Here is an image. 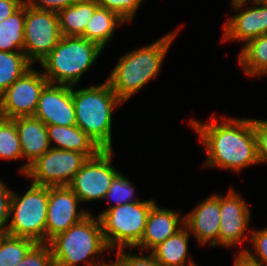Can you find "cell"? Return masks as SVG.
<instances>
[{"instance_id":"cell-28","label":"cell","mask_w":267,"mask_h":266,"mask_svg":"<svg viewBox=\"0 0 267 266\" xmlns=\"http://www.w3.org/2000/svg\"><path fill=\"white\" fill-rule=\"evenodd\" d=\"M133 183L125 177L121 172L113 179L108 192L105 195V199L109 198L115 201L116 204L107 206L109 208L113 206H121L126 203L141 201L137 196L134 198L135 187ZM134 199V200H133Z\"/></svg>"},{"instance_id":"cell-2","label":"cell","mask_w":267,"mask_h":266,"mask_svg":"<svg viewBox=\"0 0 267 266\" xmlns=\"http://www.w3.org/2000/svg\"><path fill=\"white\" fill-rule=\"evenodd\" d=\"M178 32L179 30L175 29L147 46L125 53L120 58L107 81L123 103L157 77Z\"/></svg>"},{"instance_id":"cell-9","label":"cell","mask_w":267,"mask_h":266,"mask_svg":"<svg viewBox=\"0 0 267 266\" xmlns=\"http://www.w3.org/2000/svg\"><path fill=\"white\" fill-rule=\"evenodd\" d=\"M61 37L57 12L26 5L23 52L32 64L40 63Z\"/></svg>"},{"instance_id":"cell-36","label":"cell","mask_w":267,"mask_h":266,"mask_svg":"<svg viewBox=\"0 0 267 266\" xmlns=\"http://www.w3.org/2000/svg\"><path fill=\"white\" fill-rule=\"evenodd\" d=\"M23 3L24 0H0V22L8 18Z\"/></svg>"},{"instance_id":"cell-20","label":"cell","mask_w":267,"mask_h":266,"mask_svg":"<svg viewBox=\"0 0 267 266\" xmlns=\"http://www.w3.org/2000/svg\"><path fill=\"white\" fill-rule=\"evenodd\" d=\"M192 236L186 226L167 238L151 252L161 266H198L188 257V241Z\"/></svg>"},{"instance_id":"cell-17","label":"cell","mask_w":267,"mask_h":266,"mask_svg":"<svg viewBox=\"0 0 267 266\" xmlns=\"http://www.w3.org/2000/svg\"><path fill=\"white\" fill-rule=\"evenodd\" d=\"M179 217L178 211L160 208L155 204L148 214L142 238L135 247H140L142 251H152L185 226V216L182 219Z\"/></svg>"},{"instance_id":"cell-18","label":"cell","mask_w":267,"mask_h":266,"mask_svg":"<svg viewBox=\"0 0 267 266\" xmlns=\"http://www.w3.org/2000/svg\"><path fill=\"white\" fill-rule=\"evenodd\" d=\"M13 120L18 130L23 158L28 160L18 169L25 175L29 165L51 148L47 125L34 116L15 117Z\"/></svg>"},{"instance_id":"cell-34","label":"cell","mask_w":267,"mask_h":266,"mask_svg":"<svg viewBox=\"0 0 267 266\" xmlns=\"http://www.w3.org/2000/svg\"><path fill=\"white\" fill-rule=\"evenodd\" d=\"M12 190L0 180V236L7 234Z\"/></svg>"},{"instance_id":"cell-25","label":"cell","mask_w":267,"mask_h":266,"mask_svg":"<svg viewBox=\"0 0 267 266\" xmlns=\"http://www.w3.org/2000/svg\"><path fill=\"white\" fill-rule=\"evenodd\" d=\"M32 65L23 51H0V95Z\"/></svg>"},{"instance_id":"cell-16","label":"cell","mask_w":267,"mask_h":266,"mask_svg":"<svg viewBox=\"0 0 267 266\" xmlns=\"http://www.w3.org/2000/svg\"><path fill=\"white\" fill-rule=\"evenodd\" d=\"M185 226L190 234L201 245L209 243L211 247L218 246L220 224V195L214 194L207 197L190 211L185 213Z\"/></svg>"},{"instance_id":"cell-7","label":"cell","mask_w":267,"mask_h":266,"mask_svg":"<svg viewBox=\"0 0 267 266\" xmlns=\"http://www.w3.org/2000/svg\"><path fill=\"white\" fill-rule=\"evenodd\" d=\"M10 202V223L7 234L46 243L48 186L32 184L22 196L14 193Z\"/></svg>"},{"instance_id":"cell-27","label":"cell","mask_w":267,"mask_h":266,"mask_svg":"<svg viewBox=\"0 0 267 266\" xmlns=\"http://www.w3.org/2000/svg\"><path fill=\"white\" fill-rule=\"evenodd\" d=\"M23 158L18 130L13 119L0 117V159Z\"/></svg>"},{"instance_id":"cell-3","label":"cell","mask_w":267,"mask_h":266,"mask_svg":"<svg viewBox=\"0 0 267 266\" xmlns=\"http://www.w3.org/2000/svg\"><path fill=\"white\" fill-rule=\"evenodd\" d=\"M72 100L75 107L76 125L83 130L101 149L112 147L113 109L123 102L106 80L103 84L74 90Z\"/></svg>"},{"instance_id":"cell-13","label":"cell","mask_w":267,"mask_h":266,"mask_svg":"<svg viewBox=\"0 0 267 266\" xmlns=\"http://www.w3.org/2000/svg\"><path fill=\"white\" fill-rule=\"evenodd\" d=\"M249 205L242 196L230 188L226 196L220 195V224L218 246L232 247L242 245L243 241L251 238L245 236L250 221Z\"/></svg>"},{"instance_id":"cell-21","label":"cell","mask_w":267,"mask_h":266,"mask_svg":"<svg viewBox=\"0 0 267 266\" xmlns=\"http://www.w3.org/2000/svg\"><path fill=\"white\" fill-rule=\"evenodd\" d=\"M96 0H78L75 4L57 12L62 36H81L95 9Z\"/></svg>"},{"instance_id":"cell-15","label":"cell","mask_w":267,"mask_h":266,"mask_svg":"<svg viewBox=\"0 0 267 266\" xmlns=\"http://www.w3.org/2000/svg\"><path fill=\"white\" fill-rule=\"evenodd\" d=\"M34 117L47 126H75L72 86L48 83L41 91Z\"/></svg>"},{"instance_id":"cell-24","label":"cell","mask_w":267,"mask_h":266,"mask_svg":"<svg viewBox=\"0 0 267 266\" xmlns=\"http://www.w3.org/2000/svg\"><path fill=\"white\" fill-rule=\"evenodd\" d=\"M26 4L0 22V51H23Z\"/></svg>"},{"instance_id":"cell-29","label":"cell","mask_w":267,"mask_h":266,"mask_svg":"<svg viewBox=\"0 0 267 266\" xmlns=\"http://www.w3.org/2000/svg\"><path fill=\"white\" fill-rule=\"evenodd\" d=\"M250 242L256 253H252L250 249L243 248L239 253L245 254L251 261L262 266H267V227L260 230H251ZM257 254V255H255Z\"/></svg>"},{"instance_id":"cell-6","label":"cell","mask_w":267,"mask_h":266,"mask_svg":"<svg viewBox=\"0 0 267 266\" xmlns=\"http://www.w3.org/2000/svg\"><path fill=\"white\" fill-rule=\"evenodd\" d=\"M155 204V200L151 198L113 206L98 214L110 250L135 248L142 238L148 214Z\"/></svg>"},{"instance_id":"cell-5","label":"cell","mask_w":267,"mask_h":266,"mask_svg":"<svg viewBox=\"0 0 267 266\" xmlns=\"http://www.w3.org/2000/svg\"><path fill=\"white\" fill-rule=\"evenodd\" d=\"M103 49L80 36H62L53 50L39 63L49 83L75 86Z\"/></svg>"},{"instance_id":"cell-30","label":"cell","mask_w":267,"mask_h":266,"mask_svg":"<svg viewBox=\"0 0 267 266\" xmlns=\"http://www.w3.org/2000/svg\"><path fill=\"white\" fill-rule=\"evenodd\" d=\"M129 248L128 251H126V248L118 249L117 252V258L116 260H110L114 266H161L157 260L155 259L152 252H149L146 255L142 254V250L140 251L141 254H132V252ZM130 250V251H129Z\"/></svg>"},{"instance_id":"cell-35","label":"cell","mask_w":267,"mask_h":266,"mask_svg":"<svg viewBox=\"0 0 267 266\" xmlns=\"http://www.w3.org/2000/svg\"><path fill=\"white\" fill-rule=\"evenodd\" d=\"M78 0H24L29 7L58 12L75 4Z\"/></svg>"},{"instance_id":"cell-22","label":"cell","mask_w":267,"mask_h":266,"mask_svg":"<svg viewBox=\"0 0 267 266\" xmlns=\"http://www.w3.org/2000/svg\"><path fill=\"white\" fill-rule=\"evenodd\" d=\"M125 22L117 13L99 5L80 37L94 42L104 49L114 35L117 25H122Z\"/></svg>"},{"instance_id":"cell-4","label":"cell","mask_w":267,"mask_h":266,"mask_svg":"<svg viewBox=\"0 0 267 266\" xmlns=\"http://www.w3.org/2000/svg\"><path fill=\"white\" fill-rule=\"evenodd\" d=\"M48 244L54 266H77L79 263L87 266L110 264L105 262L104 258L100 261L97 257L110 248L104 239L100 218L92 216L91 211L83 220L53 237Z\"/></svg>"},{"instance_id":"cell-19","label":"cell","mask_w":267,"mask_h":266,"mask_svg":"<svg viewBox=\"0 0 267 266\" xmlns=\"http://www.w3.org/2000/svg\"><path fill=\"white\" fill-rule=\"evenodd\" d=\"M50 146L56 149L72 150L85 154L88 158L95 157L102 149L77 125L47 126ZM52 143L54 145H52Z\"/></svg>"},{"instance_id":"cell-14","label":"cell","mask_w":267,"mask_h":266,"mask_svg":"<svg viewBox=\"0 0 267 266\" xmlns=\"http://www.w3.org/2000/svg\"><path fill=\"white\" fill-rule=\"evenodd\" d=\"M80 202L68 186L48 187L46 243L90 214L88 210H77Z\"/></svg>"},{"instance_id":"cell-37","label":"cell","mask_w":267,"mask_h":266,"mask_svg":"<svg viewBox=\"0 0 267 266\" xmlns=\"http://www.w3.org/2000/svg\"><path fill=\"white\" fill-rule=\"evenodd\" d=\"M233 266H262L258 263L251 261L245 254L237 253L235 256Z\"/></svg>"},{"instance_id":"cell-23","label":"cell","mask_w":267,"mask_h":266,"mask_svg":"<svg viewBox=\"0 0 267 266\" xmlns=\"http://www.w3.org/2000/svg\"><path fill=\"white\" fill-rule=\"evenodd\" d=\"M238 62L247 76L267 75V34L241 46Z\"/></svg>"},{"instance_id":"cell-12","label":"cell","mask_w":267,"mask_h":266,"mask_svg":"<svg viewBox=\"0 0 267 266\" xmlns=\"http://www.w3.org/2000/svg\"><path fill=\"white\" fill-rule=\"evenodd\" d=\"M234 12L224 26L222 41H243L244 45L257 37L267 34V0H231ZM251 1L254 6L242 7Z\"/></svg>"},{"instance_id":"cell-31","label":"cell","mask_w":267,"mask_h":266,"mask_svg":"<svg viewBox=\"0 0 267 266\" xmlns=\"http://www.w3.org/2000/svg\"><path fill=\"white\" fill-rule=\"evenodd\" d=\"M144 0H96L104 8L117 13L126 24L132 22L138 7Z\"/></svg>"},{"instance_id":"cell-10","label":"cell","mask_w":267,"mask_h":266,"mask_svg":"<svg viewBox=\"0 0 267 266\" xmlns=\"http://www.w3.org/2000/svg\"><path fill=\"white\" fill-rule=\"evenodd\" d=\"M113 150L102 149L95 157L88 158L68 187L81 202L105 199L113 179L119 171L112 166Z\"/></svg>"},{"instance_id":"cell-33","label":"cell","mask_w":267,"mask_h":266,"mask_svg":"<svg viewBox=\"0 0 267 266\" xmlns=\"http://www.w3.org/2000/svg\"><path fill=\"white\" fill-rule=\"evenodd\" d=\"M257 139V156L259 164L267 163V120L252 119Z\"/></svg>"},{"instance_id":"cell-8","label":"cell","mask_w":267,"mask_h":266,"mask_svg":"<svg viewBox=\"0 0 267 266\" xmlns=\"http://www.w3.org/2000/svg\"><path fill=\"white\" fill-rule=\"evenodd\" d=\"M87 159L80 152L51 147L29 165L25 176L39 186H68Z\"/></svg>"},{"instance_id":"cell-32","label":"cell","mask_w":267,"mask_h":266,"mask_svg":"<svg viewBox=\"0 0 267 266\" xmlns=\"http://www.w3.org/2000/svg\"><path fill=\"white\" fill-rule=\"evenodd\" d=\"M15 266H54L48 243H37Z\"/></svg>"},{"instance_id":"cell-1","label":"cell","mask_w":267,"mask_h":266,"mask_svg":"<svg viewBox=\"0 0 267 266\" xmlns=\"http://www.w3.org/2000/svg\"><path fill=\"white\" fill-rule=\"evenodd\" d=\"M222 120L219 123L213 116L209 122L190 120L208 154L204 166L239 172L259 164L252 119L224 116Z\"/></svg>"},{"instance_id":"cell-11","label":"cell","mask_w":267,"mask_h":266,"mask_svg":"<svg viewBox=\"0 0 267 266\" xmlns=\"http://www.w3.org/2000/svg\"><path fill=\"white\" fill-rule=\"evenodd\" d=\"M48 83L43 72L31 67L0 95V117L33 116L41 91Z\"/></svg>"},{"instance_id":"cell-26","label":"cell","mask_w":267,"mask_h":266,"mask_svg":"<svg viewBox=\"0 0 267 266\" xmlns=\"http://www.w3.org/2000/svg\"><path fill=\"white\" fill-rule=\"evenodd\" d=\"M36 244L28 238L0 236V266H15Z\"/></svg>"}]
</instances>
